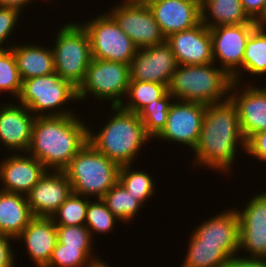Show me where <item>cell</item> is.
Here are the masks:
<instances>
[{"mask_svg": "<svg viewBox=\"0 0 266 267\" xmlns=\"http://www.w3.org/2000/svg\"><path fill=\"white\" fill-rule=\"evenodd\" d=\"M57 241L66 247L92 248L93 236L85 225L64 226L56 225Z\"/></svg>", "mask_w": 266, "mask_h": 267, "instance_id": "cell-36", "label": "cell"}, {"mask_svg": "<svg viewBox=\"0 0 266 267\" xmlns=\"http://www.w3.org/2000/svg\"><path fill=\"white\" fill-rule=\"evenodd\" d=\"M34 217L25 195L0 190V234L16 239Z\"/></svg>", "mask_w": 266, "mask_h": 267, "instance_id": "cell-23", "label": "cell"}, {"mask_svg": "<svg viewBox=\"0 0 266 267\" xmlns=\"http://www.w3.org/2000/svg\"><path fill=\"white\" fill-rule=\"evenodd\" d=\"M17 240H25L28 255L37 267H46L57 243V229L51 217H34Z\"/></svg>", "mask_w": 266, "mask_h": 267, "instance_id": "cell-22", "label": "cell"}, {"mask_svg": "<svg viewBox=\"0 0 266 267\" xmlns=\"http://www.w3.org/2000/svg\"><path fill=\"white\" fill-rule=\"evenodd\" d=\"M246 150L235 104L230 98L206 106L199 141L193 149L196 165L220 172H229L236 157L237 146Z\"/></svg>", "mask_w": 266, "mask_h": 267, "instance_id": "cell-1", "label": "cell"}, {"mask_svg": "<svg viewBox=\"0 0 266 267\" xmlns=\"http://www.w3.org/2000/svg\"><path fill=\"white\" fill-rule=\"evenodd\" d=\"M78 115L38 116L32 126L28 154L47 169L62 171L88 142V126Z\"/></svg>", "mask_w": 266, "mask_h": 267, "instance_id": "cell-2", "label": "cell"}, {"mask_svg": "<svg viewBox=\"0 0 266 267\" xmlns=\"http://www.w3.org/2000/svg\"><path fill=\"white\" fill-rule=\"evenodd\" d=\"M130 82L129 65L121 62L92 59L83 82L77 88L78 101L87 95L98 100H109L112 106H120L126 98Z\"/></svg>", "mask_w": 266, "mask_h": 267, "instance_id": "cell-8", "label": "cell"}, {"mask_svg": "<svg viewBox=\"0 0 266 267\" xmlns=\"http://www.w3.org/2000/svg\"><path fill=\"white\" fill-rule=\"evenodd\" d=\"M22 82L12 49L0 50V92L9 91L18 98Z\"/></svg>", "mask_w": 266, "mask_h": 267, "instance_id": "cell-34", "label": "cell"}, {"mask_svg": "<svg viewBox=\"0 0 266 267\" xmlns=\"http://www.w3.org/2000/svg\"><path fill=\"white\" fill-rule=\"evenodd\" d=\"M118 218L107 208L102 199L97 201H89L86 213L85 226L89 229L91 235L94 232L106 234L115 228V221Z\"/></svg>", "mask_w": 266, "mask_h": 267, "instance_id": "cell-35", "label": "cell"}, {"mask_svg": "<svg viewBox=\"0 0 266 267\" xmlns=\"http://www.w3.org/2000/svg\"><path fill=\"white\" fill-rule=\"evenodd\" d=\"M192 235L201 240V244L220 245V249L229 257L236 255L239 249V215L237 209L221 212L206 220L194 229Z\"/></svg>", "mask_w": 266, "mask_h": 267, "instance_id": "cell-20", "label": "cell"}, {"mask_svg": "<svg viewBox=\"0 0 266 267\" xmlns=\"http://www.w3.org/2000/svg\"><path fill=\"white\" fill-rule=\"evenodd\" d=\"M20 11L0 6V50L10 49L11 46H7V48H3L2 45L5 41H7L8 36H11L12 31H14L15 25H17V19H19ZM3 46V47H2Z\"/></svg>", "mask_w": 266, "mask_h": 267, "instance_id": "cell-37", "label": "cell"}, {"mask_svg": "<svg viewBox=\"0 0 266 267\" xmlns=\"http://www.w3.org/2000/svg\"><path fill=\"white\" fill-rule=\"evenodd\" d=\"M10 240L13 238L0 234V267H13L14 251L10 245Z\"/></svg>", "mask_w": 266, "mask_h": 267, "instance_id": "cell-40", "label": "cell"}, {"mask_svg": "<svg viewBox=\"0 0 266 267\" xmlns=\"http://www.w3.org/2000/svg\"><path fill=\"white\" fill-rule=\"evenodd\" d=\"M258 25L247 39L242 68L252 75L266 74V31Z\"/></svg>", "mask_w": 266, "mask_h": 267, "instance_id": "cell-27", "label": "cell"}, {"mask_svg": "<svg viewBox=\"0 0 266 267\" xmlns=\"http://www.w3.org/2000/svg\"><path fill=\"white\" fill-rule=\"evenodd\" d=\"M200 1L201 22L209 29L221 25L259 24L245 13L241 0Z\"/></svg>", "mask_w": 266, "mask_h": 267, "instance_id": "cell-25", "label": "cell"}, {"mask_svg": "<svg viewBox=\"0 0 266 267\" xmlns=\"http://www.w3.org/2000/svg\"><path fill=\"white\" fill-rule=\"evenodd\" d=\"M245 151V153L266 163V130L253 134L246 141Z\"/></svg>", "mask_w": 266, "mask_h": 267, "instance_id": "cell-38", "label": "cell"}, {"mask_svg": "<svg viewBox=\"0 0 266 267\" xmlns=\"http://www.w3.org/2000/svg\"><path fill=\"white\" fill-rule=\"evenodd\" d=\"M112 109L116 112L98 134L88 128V142L119 166L132 165L143 144L151 138L138 114L121 106H112Z\"/></svg>", "mask_w": 266, "mask_h": 267, "instance_id": "cell-3", "label": "cell"}, {"mask_svg": "<svg viewBox=\"0 0 266 267\" xmlns=\"http://www.w3.org/2000/svg\"><path fill=\"white\" fill-rule=\"evenodd\" d=\"M168 93V87L155 82L130 81L128 86V104L120 106L129 112L138 114L146 105L160 100Z\"/></svg>", "mask_w": 266, "mask_h": 267, "instance_id": "cell-28", "label": "cell"}, {"mask_svg": "<svg viewBox=\"0 0 266 267\" xmlns=\"http://www.w3.org/2000/svg\"><path fill=\"white\" fill-rule=\"evenodd\" d=\"M9 155L0 163V190L27 195L48 169L32 155Z\"/></svg>", "mask_w": 266, "mask_h": 267, "instance_id": "cell-19", "label": "cell"}, {"mask_svg": "<svg viewBox=\"0 0 266 267\" xmlns=\"http://www.w3.org/2000/svg\"><path fill=\"white\" fill-rule=\"evenodd\" d=\"M80 23L65 24L55 39L53 46L55 72L69 81L75 88L83 82L92 60L90 40Z\"/></svg>", "mask_w": 266, "mask_h": 267, "instance_id": "cell-7", "label": "cell"}, {"mask_svg": "<svg viewBox=\"0 0 266 267\" xmlns=\"http://www.w3.org/2000/svg\"><path fill=\"white\" fill-rule=\"evenodd\" d=\"M75 193L67 198L65 202L51 216L55 225L81 226L85 225L86 213L89 205L88 197ZM84 199V200H83Z\"/></svg>", "mask_w": 266, "mask_h": 267, "instance_id": "cell-33", "label": "cell"}, {"mask_svg": "<svg viewBox=\"0 0 266 267\" xmlns=\"http://www.w3.org/2000/svg\"><path fill=\"white\" fill-rule=\"evenodd\" d=\"M132 165L120 166L118 182L132 194L142 205L155 193V184L147 172L137 171Z\"/></svg>", "mask_w": 266, "mask_h": 267, "instance_id": "cell-30", "label": "cell"}, {"mask_svg": "<svg viewBox=\"0 0 266 267\" xmlns=\"http://www.w3.org/2000/svg\"><path fill=\"white\" fill-rule=\"evenodd\" d=\"M92 248L66 247L57 241L46 267H93L102 262L91 253ZM94 257V258H93Z\"/></svg>", "mask_w": 266, "mask_h": 267, "instance_id": "cell-31", "label": "cell"}, {"mask_svg": "<svg viewBox=\"0 0 266 267\" xmlns=\"http://www.w3.org/2000/svg\"><path fill=\"white\" fill-rule=\"evenodd\" d=\"M243 9L248 17L259 23L266 13V0H241Z\"/></svg>", "mask_w": 266, "mask_h": 267, "instance_id": "cell-39", "label": "cell"}, {"mask_svg": "<svg viewBox=\"0 0 266 267\" xmlns=\"http://www.w3.org/2000/svg\"><path fill=\"white\" fill-rule=\"evenodd\" d=\"M232 256L226 267H266V258H253L249 256Z\"/></svg>", "mask_w": 266, "mask_h": 267, "instance_id": "cell-41", "label": "cell"}, {"mask_svg": "<svg viewBox=\"0 0 266 267\" xmlns=\"http://www.w3.org/2000/svg\"><path fill=\"white\" fill-rule=\"evenodd\" d=\"M173 97L168 92L160 100H155L146 105L139 113V118L142 120L146 134L150 138H156L165 128L167 116L170 109Z\"/></svg>", "mask_w": 266, "mask_h": 267, "instance_id": "cell-32", "label": "cell"}, {"mask_svg": "<svg viewBox=\"0 0 266 267\" xmlns=\"http://www.w3.org/2000/svg\"><path fill=\"white\" fill-rule=\"evenodd\" d=\"M17 99L18 103L26 106L35 117L74 115L73 112H70L71 110L57 108L70 100L78 101L77 88L69 81L60 78L56 72L23 80Z\"/></svg>", "mask_w": 266, "mask_h": 267, "instance_id": "cell-6", "label": "cell"}, {"mask_svg": "<svg viewBox=\"0 0 266 267\" xmlns=\"http://www.w3.org/2000/svg\"><path fill=\"white\" fill-rule=\"evenodd\" d=\"M148 6L165 38L201 23L200 0H158Z\"/></svg>", "mask_w": 266, "mask_h": 267, "instance_id": "cell-18", "label": "cell"}, {"mask_svg": "<svg viewBox=\"0 0 266 267\" xmlns=\"http://www.w3.org/2000/svg\"><path fill=\"white\" fill-rule=\"evenodd\" d=\"M178 63L170 46L160 45L138 49L129 64L130 81L170 84Z\"/></svg>", "mask_w": 266, "mask_h": 267, "instance_id": "cell-13", "label": "cell"}, {"mask_svg": "<svg viewBox=\"0 0 266 267\" xmlns=\"http://www.w3.org/2000/svg\"><path fill=\"white\" fill-rule=\"evenodd\" d=\"M51 171V174L47 171L26 195L36 217H51L73 192L63 171Z\"/></svg>", "mask_w": 266, "mask_h": 267, "instance_id": "cell-17", "label": "cell"}, {"mask_svg": "<svg viewBox=\"0 0 266 267\" xmlns=\"http://www.w3.org/2000/svg\"><path fill=\"white\" fill-rule=\"evenodd\" d=\"M178 65H204L213 63L210 30L202 22L195 27L175 32L166 38Z\"/></svg>", "mask_w": 266, "mask_h": 267, "instance_id": "cell-15", "label": "cell"}, {"mask_svg": "<svg viewBox=\"0 0 266 267\" xmlns=\"http://www.w3.org/2000/svg\"><path fill=\"white\" fill-rule=\"evenodd\" d=\"M11 49L22 81L55 72L53 49L38 44H16L12 45Z\"/></svg>", "mask_w": 266, "mask_h": 267, "instance_id": "cell-24", "label": "cell"}, {"mask_svg": "<svg viewBox=\"0 0 266 267\" xmlns=\"http://www.w3.org/2000/svg\"><path fill=\"white\" fill-rule=\"evenodd\" d=\"M108 13L138 49L166 42V38L148 5L132 0H123L120 5L116 4Z\"/></svg>", "mask_w": 266, "mask_h": 267, "instance_id": "cell-10", "label": "cell"}, {"mask_svg": "<svg viewBox=\"0 0 266 267\" xmlns=\"http://www.w3.org/2000/svg\"><path fill=\"white\" fill-rule=\"evenodd\" d=\"M3 105L0 107V143L8 150L21 151L24 154L30 146L36 117L22 104Z\"/></svg>", "mask_w": 266, "mask_h": 267, "instance_id": "cell-21", "label": "cell"}, {"mask_svg": "<svg viewBox=\"0 0 266 267\" xmlns=\"http://www.w3.org/2000/svg\"><path fill=\"white\" fill-rule=\"evenodd\" d=\"M232 78L213 63L204 65H178L168 92L179 101L211 105L229 98ZM224 99H223V98Z\"/></svg>", "mask_w": 266, "mask_h": 267, "instance_id": "cell-4", "label": "cell"}, {"mask_svg": "<svg viewBox=\"0 0 266 267\" xmlns=\"http://www.w3.org/2000/svg\"><path fill=\"white\" fill-rule=\"evenodd\" d=\"M259 24L221 25L210 28L214 63L218 62L231 78L238 82L247 39ZM239 69V70H237Z\"/></svg>", "mask_w": 266, "mask_h": 267, "instance_id": "cell-11", "label": "cell"}, {"mask_svg": "<svg viewBox=\"0 0 266 267\" xmlns=\"http://www.w3.org/2000/svg\"><path fill=\"white\" fill-rule=\"evenodd\" d=\"M109 264L107 263H104V261L98 263V264H95L93 267H111V266H108Z\"/></svg>", "mask_w": 266, "mask_h": 267, "instance_id": "cell-44", "label": "cell"}, {"mask_svg": "<svg viewBox=\"0 0 266 267\" xmlns=\"http://www.w3.org/2000/svg\"><path fill=\"white\" fill-rule=\"evenodd\" d=\"M189 247L181 267H226L229 257L220 245L201 244V240L190 236Z\"/></svg>", "mask_w": 266, "mask_h": 267, "instance_id": "cell-26", "label": "cell"}, {"mask_svg": "<svg viewBox=\"0 0 266 267\" xmlns=\"http://www.w3.org/2000/svg\"><path fill=\"white\" fill-rule=\"evenodd\" d=\"M238 211L239 249H245L253 258H266V192L250 199Z\"/></svg>", "mask_w": 266, "mask_h": 267, "instance_id": "cell-14", "label": "cell"}, {"mask_svg": "<svg viewBox=\"0 0 266 267\" xmlns=\"http://www.w3.org/2000/svg\"><path fill=\"white\" fill-rule=\"evenodd\" d=\"M132 1H135L137 3L144 4V5H148V4L153 3V2H156L158 0H132Z\"/></svg>", "mask_w": 266, "mask_h": 267, "instance_id": "cell-43", "label": "cell"}, {"mask_svg": "<svg viewBox=\"0 0 266 267\" xmlns=\"http://www.w3.org/2000/svg\"><path fill=\"white\" fill-rule=\"evenodd\" d=\"M101 199L118 220L125 223L132 220L142 206L119 182L110 188Z\"/></svg>", "mask_w": 266, "mask_h": 267, "instance_id": "cell-29", "label": "cell"}, {"mask_svg": "<svg viewBox=\"0 0 266 267\" xmlns=\"http://www.w3.org/2000/svg\"><path fill=\"white\" fill-rule=\"evenodd\" d=\"M33 1L32 0H0V6L13 8L21 12L22 8L25 7L26 4H28V2L31 3Z\"/></svg>", "mask_w": 266, "mask_h": 267, "instance_id": "cell-42", "label": "cell"}, {"mask_svg": "<svg viewBox=\"0 0 266 267\" xmlns=\"http://www.w3.org/2000/svg\"><path fill=\"white\" fill-rule=\"evenodd\" d=\"M119 169L116 162L87 142L62 171L73 193L101 199L118 182Z\"/></svg>", "mask_w": 266, "mask_h": 267, "instance_id": "cell-5", "label": "cell"}, {"mask_svg": "<svg viewBox=\"0 0 266 267\" xmlns=\"http://www.w3.org/2000/svg\"><path fill=\"white\" fill-rule=\"evenodd\" d=\"M238 85L240 83L232 82L228 96L236 106L241 131L247 141L253 134L266 130V87L245 85L242 92Z\"/></svg>", "mask_w": 266, "mask_h": 267, "instance_id": "cell-16", "label": "cell"}, {"mask_svg": "<svg viewBox=\"0 0 266 267\" xmlns=\"http://www.w3.org/2000/svg\"><path fill=\"white\" fill-rule=\"evenodd\" d=\"M81 25L89 36L92 59L130 64L138 48L108 12Z\"/></svg>", "mask_w": 266, "mask_h": 267, "instance_id": "cell-9", "label": "cell"}, {"mask_svg": "<svg viewBox=\"0 0 266 267\" xmlns=\"http://www.w3.org/2000/svg\"><path fill=\"white\" fill-rule=\"evenodd\" d=\"M259 25L266 28V13H265V17L259 22Z\"/></svg>", "mask_w": 266, "mask_h": 267, "instance_id": "cell-45", "label": "cell"}, {"mask_svg": "<svg viewBox=\"0 0 266 267\" xmlns=\"http://www.w3.org/2000/svg\"><path fill=\"white\" fill-rule=\"evenodd\" d=\"M206 106L175 100L170 105L166 126L156 138L188 145L193 151L199 141Z\"/></svg>", "mask_w": 266, "mask_h": 267, "instance_id": "cell-12", "label": "cell"}]
</instances>
